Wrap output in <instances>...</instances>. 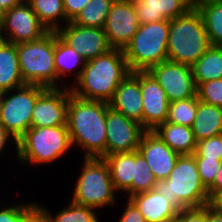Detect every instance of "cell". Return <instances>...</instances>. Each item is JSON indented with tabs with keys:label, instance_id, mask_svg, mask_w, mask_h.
<instances>
[{
	"label": "cell",
	"instance_id": "1",
	"mask_svg": "<svg viewBox=\"0 0 222 222\" xmlns=\"http://www.w3.org/2000/svg\"><path fill=\"white\" fill-rule=\"evenodd\" d=\"M109 103L85 100L70 94L67 127L71 145L85 150V158L106 157V115Z\"/></svg>",
	"mask_w": 222,
	"mask_h": 222
},
{
	"label": "cell",
	"instance_id": "2",
	"mask_svg": "<svg viewBox=\"0 0 222 222\" xmlns=\"http://www.w3.org/2000/svg\"><path fill=\"white\" fill-rule=\"evenodd\" d=\"M123 49L112 48L85 63L76 84L70 87L74 96L109 103L120 83L130 73Z\"/></svg>",
	"mask_w": 222,
	"mask_h": 222
},
{
	"label": "cell",
	"instance_id": "3",
	"mask_svg": "<svg viewBox=\"0 0 222 222\" xmlns=\"http://www.w3.org/2000/svg\"><path fill=\"white\" fill-rule=\"evenodd\" d=\"M179 211L209 204L208 191L198 173L194 155H180L166 180L157 181L154 188Z\"/></svg>",
	"mask_w": 222,
	"mask_h": 222
},
{
	"label": "cell",
	"instance_id": "4",
	"mask_svg": "<svg viewBox=\"0 0 222 222\" xmlns=\"http://www.w3.org/2000/svg\"><path fill=\"white\" fill-rule=\"evenodd\" d=\"M211 46L197 8L169 20L168 60L192 66Z\"/></svg>",
	"mask_w": 222,
	"mask_h": 222
},
{
	"label": "cell",
	"instance_id": "5",
	"mask_svg": "<svg viewBox=\"0 0 222 222\" xmlns=\"http://www.w3.org/2000/svg\"><path fill=\"white\" fill-rule=\"evenodd\" d=\"M169 20L140 24L138 31L123 49L131 72L148 71L168 60Z\"/></svg>",
	"mask_w": 222,
	"mask_h": 222
},
{
	"label": "cell",
	"instance_id": "6",
	"mask_svg": "<svg viewBox=\"0 0 222 222\" xmlns=\"http://www.w3.org/2000/svg\"><path fill=\"white\" fill-rule=\"evenodd\" d=\"M16 49L25 84L59 88L54 65L55 31H48L37 40L16 44Z\"/></svg>",
	"mask_w": 222,
	"mask_h": 222
},
{
	"label": "cell",
	"instance_id": "7",
	"mask_svg": "<svg viewBox=\"0 0 222 222\" xmlns=\"http://www.w3.org/2000/svg\"><path fill=\"white\" fill-rule=\"evenodd\" d=\"M72 147L67 125L29 128L17 141L16 154L20 163H51Z\"/></svg>",
	"mask_w": 222,
	"mask_h": 222
},
{
	"label": "cell",
	"instance_id": "8",
	"mask_svg": "<svg viewBox=\"0 0 222 222\" xmlns=\"http://www.w3.org/2000/svg\"><path fill=\"white\" fill-rule=\"evenodd\" d=\"M84 166L75 184L72 202L94 209L116 201L109 165L104 158L84 157Z\"/></svg>",
	"mask_w": 222,
	"mask_h": 222
},
{
	"label": "cell",
	"instance_id": "9",
	"mask_svg": "<svg viewBox=\"0 0 222 222\" xmlns=\"http://www.w3.org/2000/svg\"><path fill=\"white\" fill-rule=\"evenodd\" d=\"M46 89L44 86L25 84L13 90L2 92L0 123L17 141L31 128V116L37 97ZM13 91V92H12ZM9 94V95H8Z\"/></svg>",
	"mask_w": 222,
	"mask_h": 222
},
{
	"label": "cell",
	"instance_id": "10",
	"mask_svg": "<svg viewBox=\"0 0 222 222\" xmlns=\"http://www.w3.org/2000/svg\"><path fill=\"white\" fill-rule=\"evenodd\" d=\"M47 32L26 0L3 13L1 40L20 44L37 40Z\"/></svg>",
	"mask_w": 222,
	"mask_h": 222
},
{
	"label": "cell",
	"instance_id": "11",
	"mask_svg": "<svg viewBox=\"0 0 222 222\" xmlns=\"http://www.w3.org/2000/svg\"><path fill=\"white\" fill-rule=\"evenodd\" d=\"M148 72L164 89L169 102L197 96V86L189 65L165 60Z\"/></svg>",
	"mask_w": 222,
	"mask_h": 222
},
{
	"label": "cell",
	"instance_id": "12",
	"mask_svg": "<svg viewBox=\"0 0 222 222\" xmlns=\"http://www.w3.org/2000/svg\"><path fill=\"white\" fill-rule=\"evenodd\" d=\"M145 131L140 123L109 107L106 115V156L138 151Z\"/></svg>",
	"mask_w": 222,
	"mask_h": 222
},
{
	"label": "cell",
	"instance_id": "13",
	"mask_svg": "<svg viewBox=\"0 0 222 222\" xmlns=\"http://www.w3.org/2000/svg\"><path fill=\"white\" fill-rule=\"evenodd\" d=\"M56 34L86 62L112 49L103 28L84 27L69 21L62 28L60 27Z\"/></svg>",
	"mask_w": 222,
	"mask_h": 222
},
{
	"label": "cell",
	"instance_id": "14",
	"mask_svg": "<svg viewBox=\"0 0 222 222\" xmlns=\"http://www.w3.org/2000/svg\"><path fill=\"white\" fill-rule=\"evenodd\" d=\"M70 87L46 88L36 100L31 127H57L67 125V108L69 104Z\"/></svg>",
	"mask_w": 222,
	"mask_h": 222
},
{
	"label": "cell",
	"instance_id": "15",
	"mask_svg": "<svg viewBox=\"0 0 222 222\" xmlns=\"http://www.w3.org/2000/svg\"><path fill=\"white\" fill-rule=\"evenodd\" d=\"M139 27L132 0H115L103 27L109 45L124 49Z\"/></svg>",
	"mask_w": 222,
	"mask_h": 222
},
{
	"label": "cell",
	"instance_id": "16",
	"mask_svg": "<svg viewBox=\"0 0 222 222\" xmlns=\"http://www.w3.org/2000/svg\"><path fill=\"white\" fill-rule=\"evenodd\" d=\"M140 87L142 93V127L153 131L168 118L169 101L164 89L148 71H140Z\"/></svg>",
	"mask_w": 222,
	"mask_h": 222
},
{
	"label": "cell",
	"instance_id": "17",
	"mask_svg": "<svg viewBox=\"0 0 222 222\" xmlns=\"http://www.w3.org/2000/svg\"><path fill=\"white\" fill-rule=\"evenodd\" d=\"M138 152L144 157L157 181L166 180L173 170L178 153L165 144L154 131H145Z\"/></svg>",
	"mask_w": 222,
	"mask_h": 222
},
{
	"label": "cell",
	"instance_id": "18",
	"mask_svg": "<svg viewBox=\"0 0 222 222\" xmlns=\"http://www.w3.org/2000/svg\"><path fill=\"white\" fill-rule=\"evenodd\" d=\"M142 93L140 87V71L130 72L115 90L110 107L133 119L142 126Z\"/></svg>",
	"mask_w": 222,
	"mask_h": 222
},
{
	"label": "cell",
	"instance_id": "19",
	"mask_svg": "<svg viewBox=\"0 0 222 222\" xmlns=\"http://www.w3.org/2000/svg\"><path fill=\"white\" fill-rule=\"evenodd\" d=\"M140 24L172 20L192 8L191 0H132Z\"/></svg>",
	"mask_w": 222,
	"mask_h": 222
},
{
	"label": "cell",
	"instance_id": "20",
	"mask_svg": "<svg viewBox=\"0 0 222 222\" xmlns=\"http://www.w3.org/2000/svg\"><path fill=\"white\" fill-rule=\"evenodd\" d=\"M147 222H167L177 218L179 210L155 189L128 198Z\"/></svg>",
	"mask_w": 222,
	"mask_h": 222
},
{
	"label": "cell",
	"instance_id": "21",
	"mask_svg": "<svg viewBox=\"0 0 222 222\" xmlns=\"http://www.w3.org/2000/svg\"><path fill=\"white\" fill-rule=\"evenodd\" d=\"M159 138L179 155H192L196 151V140L191 127L165 122L153 130Z\"/></svg>",
	"mask_w": 222,
	"mask_h": 222
},
{
	"label": "cell",
	"instance_id": "22",
	"mask_svg": "<svg viewBox=\"0 0 222 222\" xmlns=\"http://www.w3.org/2000/svg\"><path fill=\"white\" fill-rule=\"evenodd\" d=\"M23 85L16 44L0 39V92Z\"/></svg>",
	"mask_w": 222,
	"mask_h": 222
},
{
	"label": "cell",
	"instance_id": "23",
	"mask_svg": "<svg viewBox=\"0 0 222 222\" xmlns=\"http://www.w3.org/2000/svg\"><path fill=\"white\" fill-rule=\"evenodd\" d=\"M191 128L196 142L222 134V107L198 101Z\"/></svg>",
	"mask_w": 222,
	"mask_h": 222
},
{
	"label": "cell",
	"instance_id": "24",
	"mask_svg": "<svg viewBox=\"0 0 222 222\" xmlns=\"http://www.w3.org/2000/svg\"><path fill=\"white\" fill-rule=\"evenodd\" d=\"M104 159L109 165L114 189L118 192L126 191L128 198L131 197L135 152L111 154Z\"/></svg>",
	"mask_w": 222,
	"mask_h": 222
},
{
	"label": "cell",
	"instance_id": "25",
	"mask_svg": "<svg viewBox=\"0 0 222 222\" xmlns=\"http://www.w3.org/2000/svg\"><path fill=\"white\" fill-rule=\"evenodd\" d=\"M191 69L196 86L222 78V46L211 45Z\"/></svg>",
	"mask_w": 222,
	"mask_h": 222
},
{
	"label": "cell",
	"instance_id": "26",
	"mask_svg": "<svg viewBox=\"0 0 222 222\" xmlns=\"http://www.w3.org/2000/svg\"><path fill=\"white\" fill-rule=\"evenodd\" d=\"M85 63L86 61L81 55L65 44L55 32L54 65L57 73V82L60 80L61 76H66L70 71L72 73L73 69H76L77 66L81 65V68L74 73V78L77 81L84 69Z\"/></svg>",
	"mask_w": 222,
	"mask_h": 222
},
{
	"label": "cell",
	"instance_id": "27",
	"mask_svg": "<svg viewBox=\"0 0 222 222\" xmlns=\"http://www.w3.org/2000/svg\"><path fill=\"white\" fill-rule=\"evenodd\" d=\"M34 13L38 16L41 24L48 31H57L61 26L60 21L67 24L69 20L66 18L63 6V0H26ZM58 18V19H57ZM58 21V22H57Z\"/></svg>",
	"mask_w": 222,
	"mask_h": 222
},
{
	"label": "cell",
	"instance_id": "28",
	"mask_svg": "<svg viewBox=\"0 0 222 222\" xmlns=\"http://www.w3.org/2000/svg\"><path fill=\"white\" fill-rule=\"evenodd\" d=\"M115 0H91L71 21L84 27L103 28Z\"/></svg>",
	"mask_w": 222,
	"mask_h": 222
},
{
	"label": "cell",
	"instance_id": "29",
	"mask_svg": "<svg viewBox=\"0 0 222 222\" xmlns=\"http://www.w3.org/2000/svg\"><path fill=\"white\" fill-rule=\"evenodd\" d=\"M211 45L222 46V2L204 3L197 7Z\"/></svg>",
	"mask_w": 222,
	"mask_h": 222
},
{
	"label": "cell",
	"instance_id": "30",
	"mask_svg": "<svg viewBox=\"0 0 222 222\" xmlns=\"http://www.w3.org/2000/svg\"><path fill=\"white\" fill-rule=\"evenodd\" d=\"M198 96L188 99L169 102L167 122L191 127L196 117Z\"/></svg>",
	"mask_w": 222,
	"mask_h": 222
},
{
	"label": "cell",
	"instance_id": "31",
	"mask_svg": "<svg viewBox=\"0 0 222 222\" xmlns=\"http://www.w3.org/2000/svg\"><path fill=\"white\" fill-rule=\"evenodd\" d=\"M157 180L144 157L135 151L134 177L131 184V196L155 188Z\"/></svg>",
	"mask_w": 222,
	"mask_h": 222
},
{
	"label": "cell",
	"instance_id": "32",
	"mask_svg": "<svg viewBox=\"0 0 222 222\" xmlns=\"http://www.w3.org/2000/svg\"><path fill=\"white\" fill-rule=\"evenodd\" d=\"M94 208L76 204L70 201L69 206L56 215L50 214L51 222H99Z\"/></svg>",
	"mask_w": 222,
	"mask_h": 222
},
{
	"label": "cell",
	"instance_id": "33",
	"mask_svg": "<svg viewBox=\"0 0 222 222\" xmlns=\"http://www.w3.org/2000/svg\"><path fill=\"white\" fill-rule=\"evenodd\" d=\"M197 96L203 103L222 107V78L200 83Z\"/></svg>",
	"mask_w": 222,
	"mask_h": 222
},
{
	"label": "cell",
	"instance_id": "34",
	"mask_svg": "<svg viewBox=\"0 0 222 222\" xmlns=\"http://www.w3.org/2000/svg\"><path fill=\"white\" fill-rule=\"evenodd\" d=\"M195 159H222V134L197 142Z\"/></svg>",
	"mask_w": 222,
	"mask_h": 222
},
{
	"label": "cell",
	"instance_id": "35",
	"mask_svg": "<svg viewBox=\"0 0 222 222\" xmlns=\"http://www.w3.org/2000/svg\"><path fill=\"white\" fill-rule=\"evenodd\" d=\"M198 173L206 189L214 182L216 173L220 167V160L217 159H195Z\"/></svg>",
	"mask_w": 222,
	"mask_h": 222
},
{
	"label": "cell",
	"instance_id": "36",
	"mask_svg": "<svg viewBox=\"0 0 222 222\" xmlns=\"http://www.w3.org/2000/svg\"><path fill=\"white\" fill-rule=\"evenodd\" d=\"M50 211L34 202L24 203L23 222H51Z\"/></svg>",
	"mask_w": 222,
	"mask_h": 222
},
{
	"label": "cell",
	"instance_id": "37",
	"mask_svg": "<svg viewBox=\"0 0 222 222\" xmlns=\"http://www.w3.org/2000/svg\"><path fill=\"white\" fill-rule=\"evenodd\" d=\"M177 219L180 222H206V205L180 210Z\"/></svg>",
	"mask_w": 222,
	"mask_h": 222
},
{
	"label": "cell",
	"instance_id": "38",
	"mask_svg": "<svg viewBox=\"0 0 222 222\" xmlns=\"http://www.w3.org/2000/svg\"><path fill=\"white\" fill-rule=\"evenodd\" d=\"M24 204L6 206L0 210V222H23Z\"/></svg>",
	"mask_w": 222,
	"mask_h": 222
},
{
	"label": "cell",
	"instance_id": "39",
	"mask_svg": "<svg viewBox=\"0 0 222 222\" xmlns=\"http://www.w3.org/2000/svg\"><path fill=\"white\" fill-rule=\"evenodd\" d=\"M119 222H147L137 207L128 199Z\"/></svg>",
	"mask_w": 222,
	"mask_h": 222
},
{
	"label": "cell",
	"instance_id": "40",
	"mask_svg": "<svg viewBox=\"0 0 222 222\" xmlns=\"http://www.w3.org/2000/svg\"><path fill=\"white\" fill-rule=\"evenodd\" d=\"M91 0H63L66 18L72 21Z\"/></svg>",
	"mask_w": 222,
	"mask_h": 222
},
{
	"label": "cell",
	"instance_id": "41",
	"mask_svg": "<svg viewBox=\"0 0 222 222\" xmlns=\"http://www.w3.org/2000/svg\"><path fill=\"white\" fill-rule=\"evenodd\" d=\"M222 189V159L220 160V167L216 173L213 184L207 189L208 196L211 198L218 190Z\"/></svg>",
	"mask_w": 222,
	"mask_h": 222
},
{
	"label": "cell",
	"instance_id": "42",
	"mask_svg": "<svg viewBox=\"0 0 222 222\" xmlns=\"http://www.w3.org/2000/svg\"><path fill=\"white\" fill-rule=\"evenodd\" d=\"M206 222H222V211L214 209L211 205H206Z\"/></svg>",
	"mask_w": 222,
	"mask_h": 222
},
{
	"label": "cell",
	"instance_id": "43",
	"mask_svg": "<svg viewBox=\"0 0 222 222\" xmlns=\"http://www.w3.org/2000/svg\"><path fill=\"white\" fill-rule=\"evenodd\" d=\"M209 205L214 209L222 211V189L218 190L209 200Z\"/></svg>",
	"mask_w": 222,
	"mask_h": 222
},
{
	"label": "cell",
	"instance_id": "44",
	"mask_svg": "<svg viewBox=\"0 0 222 222\" xmlns=\"http://www.w3.org/2000/svg\"><path fill=\"white\" fill-rule=\"evenodd\" d=\"M12 136L6 131L5 127L0 123V153L8 145L9 138Z\"/></svg>",
	"mask_w": 222,
	"mask_h": 222
},
{
	"label": "cell",
	"instance_id": "45",
	"mask_svg": "<svg viewBox=\"0 0 222 222\" xmlns=\"http://www.w3.org/2000/svg\"><path fill=\"white\" fill-rule=\"evenodd\" d=\"M25 0H0V12L3 14L6 10L11 9L15 5L23 3Z\"/></svg>",
	"mask_w": 222,
	"mask_h": 222
},
{
	"label": "cell",
	"instance_id": "46",
	"mask_svg": "<svg viewBox=\"0 0 222 222\" xmlns=\"http://www.w3.org/2000/svg\"><path fill=\"white\" fill-rule=\"evenodd\" d=\"M213 2H222V0H191L192 7L195 8L200 4L213 3Z\"/></svg>",
	"mask_w": 222,
	"mask_h": 222
},
{
	"label": "cell",
	"instance_id": "47",
	"mask_svg": "<svg viewBox=\"0 0 222 222\" xmlns=\"http://www.w3.org/2000/svg\"><path fill=\"white\" fill-rule=\"evenodd\" d=\"M2 18H3V14L0 12V31L2 29Z\"/></svg>",
	"mask_w": 222,
	"mask_h": 222
},
{
	"label": "cell",
	"instance_id": "48",
	"mask_svg": "<svg viewBox=\"0 0 222 222\" xmlns=\"http://www.w3.org/2000/svg\"><path fill=\"white\" fill-rule=\"evenodd\" d=\"M167 222H180V221L176 218V219H173V220H170V221H167Z\"/></svg>",
	"mask_w": 222,
	"mask_h": 222
},
{
	"label": "cell",
	"instance_id": "49",
	"mask_svg": "<svg viewBox=\"0 0 222 222\" xmlns=\"http://www.w3.org/2000/svg\"><path fill=\"white\" fill-rule=\"evenodd\" d=\"M1 102H2V92H0V108H1Z\"/></svg>",
	"mask_w": 222,
	"mask_h": 222
}]
</instances>
